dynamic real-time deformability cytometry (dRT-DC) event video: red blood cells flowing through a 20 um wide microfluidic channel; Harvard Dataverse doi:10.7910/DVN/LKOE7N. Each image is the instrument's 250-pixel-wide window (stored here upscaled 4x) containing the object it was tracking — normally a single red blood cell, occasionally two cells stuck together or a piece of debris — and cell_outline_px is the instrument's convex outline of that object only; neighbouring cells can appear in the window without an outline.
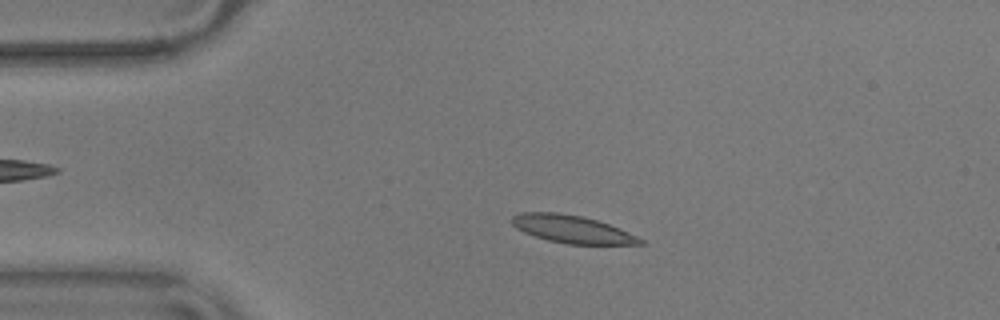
{"species": "common noctule bat (a hibernating species)", "species_latin": "Nyctalus noctula", "temperature_condition": "warm", "stored_images_in_passage": 55, "camera_frame_rate_fps": 3000, "um_per_image_px": 0.085, "animal": {"sex": "male", "body_mass_g": 17.9}, "frame": {"image": 1, "passage_image": 11, "time_ms": 3.333, "image_size_px": [1000, 320], "cell_outline_px": [[648, 244], [568, 244], [548, 240], [524, 232], [516, 228], [512, 224], [512, 216], [520, 212], [556, 212], [584, 216], [608, 224], [636, 236], [644, 240]], "centroid_in_image_um": [48.61, 19.47], "position_along_channel_um": 36.4, "area_um2": 20.52}}
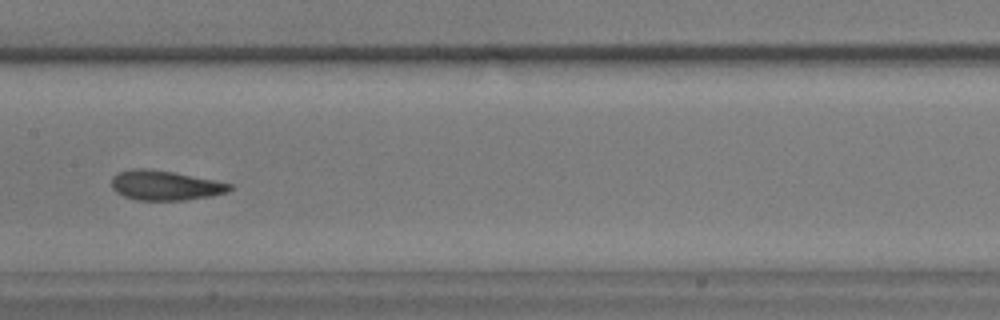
{"frame": {"image": 2, "passage_image": 27, "time_ms": 8.667, "image_size_px": [1000, 320], "cell_outline_px": [[232, 188], [228, 192], [208, 196], [184, 200], [136, 200], [124, 196], [116, 192], [112, 188], [112, 176], [120, 172], [132, 168], [144, 168], [172, 172], [232, 184]], "centroid_in_image_um": [13.99, 15.76], "position_along_channel_um": 193.4, "area_um2": 20.17}}
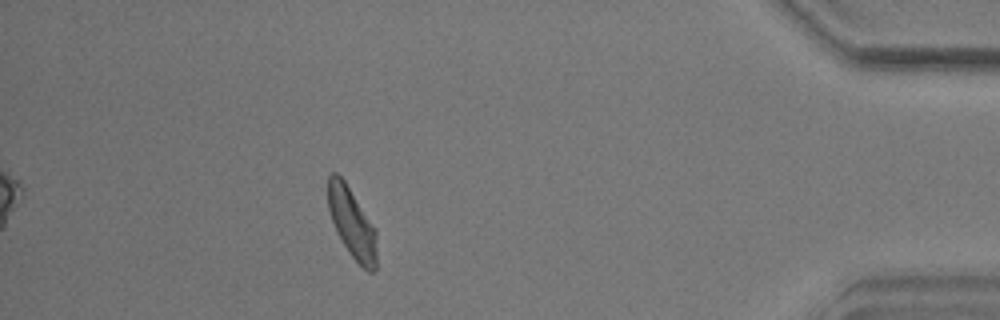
{"frame": {"image": 3, "passage_image": 49, "time_ms": 16.0, "image_size_px": [1000, 320], "cell_outline_px": [[376, 268], [372, 272], [368, 272], [348, 252], [332, 220], [328, 208], [328, 176], [332, 172], [336, 172], [344, 180], [376, 228]], "centroid_in_image_um": [29.93, 18.93], "position_along_channel_um": 405.3, "area_um2": 19.65}, "authors_computed_cell_mechanics": {"area_um2": 20.2878, "velocity_mm_per_s": 3.5663, "shape_relaxation_time_tau1_ms": 3.27, "shape_relaxation_time_tau2_ms": 1.944, "deformation_change_tau1": 0.1431, "deformation_change_tau2": 0.1026}}